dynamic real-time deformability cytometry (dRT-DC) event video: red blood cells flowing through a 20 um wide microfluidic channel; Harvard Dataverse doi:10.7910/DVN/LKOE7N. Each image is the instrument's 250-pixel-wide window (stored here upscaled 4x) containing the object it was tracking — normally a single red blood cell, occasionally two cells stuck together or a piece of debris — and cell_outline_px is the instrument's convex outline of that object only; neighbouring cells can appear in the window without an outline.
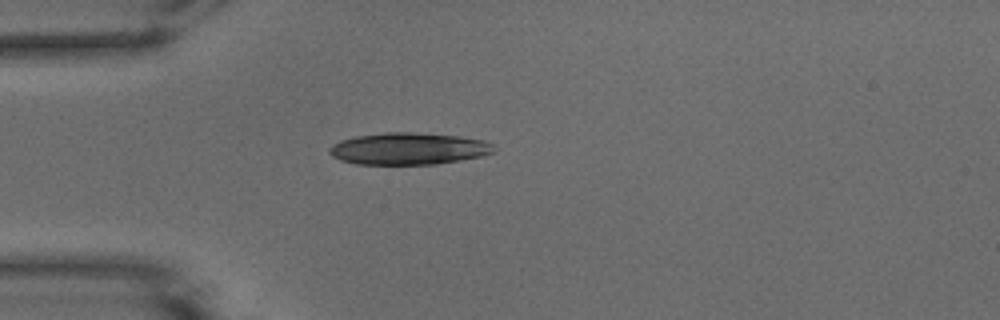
{"species": "common noctule bat (a hibernating species)", "species_latin": "Nyctalus noctula", "temperature_condition": "warm", "stored_images_in_passage": 38, "camera_frame_rate_fps": 3000, "um_per_image_px": 0.085, "animal": {"sex": "male", "body_mass_g": 15.6}, "frame": {"image": 1, "passage_image": 1, "time_ms": 0.0, "image_size_px": [1000, 320], "cell_outline_px": [[496, 152], [480, 156], [436, 164], [356, 164], [340, 160], [332, 156], [328, 152], [328, 148], [332, 144], [340, 140], [356, 136], [388, 132], [412, 132], [460, 136], [484, 140], [492, 144], [496, 148]], "centroid_in_image_um": [34.71, 12.63], "position_along_channel_um": 50.3, "area_um2": 30.69}}
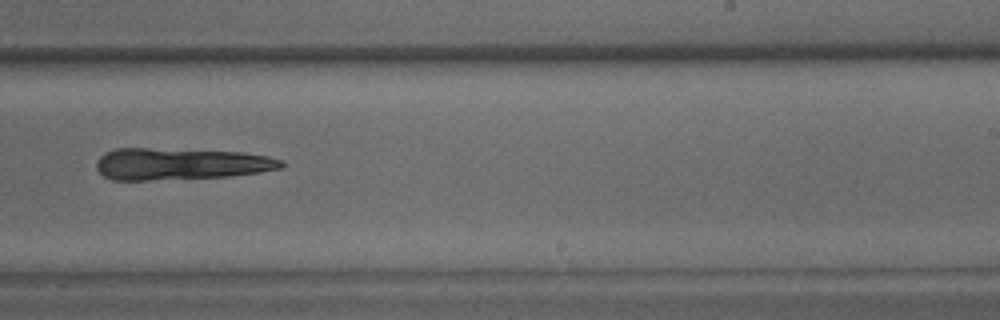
{"frame": {"image": 2, "passage_image": 19, "time_ms": 6.0, "image_size_px": [1000, 320], "cell_outline_px": [[284, 164], [280, 168], [260, 172], [228, 176], [148, 180], [112, 180], [104, 176], [96, 168], [96, 160], [104, 152], [116, 148], [148, 148], [244, 152], [268, 156], [284, 160]], "centroid_in_image_um": [15.31, 13.92], "position_along_channel_um": 273.7, "area_um2": 34.28}}
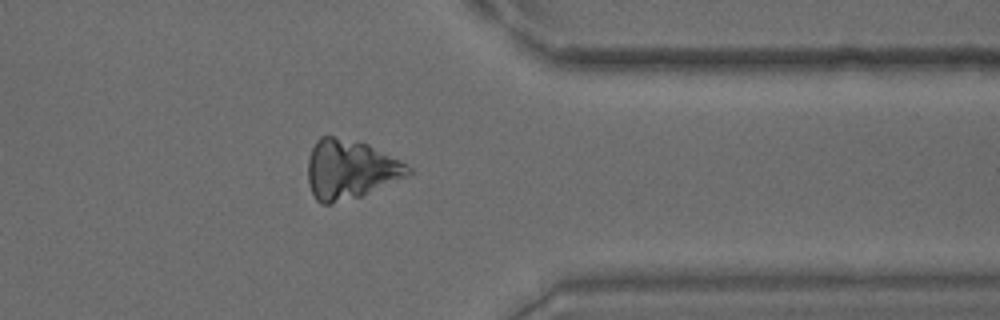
{"frame": {"image": 3, "passage_image": 28, "time_ms": 9.0, "image_size_px": [1000, 320], "cell_outline_px": [[412, 172], [404, 176], [360, 196], [332, 204], [320, 204], [316, 200], [308, 184], [308, 160], [312, 148], [316, 140], [320, 136], [332, 136], [368, 144], [400, 160], [412, 168]], "centroid_in_image_um": [29.71, 14.4], "position_along_channel_um": 381.7, "area_um2": 34.1}}